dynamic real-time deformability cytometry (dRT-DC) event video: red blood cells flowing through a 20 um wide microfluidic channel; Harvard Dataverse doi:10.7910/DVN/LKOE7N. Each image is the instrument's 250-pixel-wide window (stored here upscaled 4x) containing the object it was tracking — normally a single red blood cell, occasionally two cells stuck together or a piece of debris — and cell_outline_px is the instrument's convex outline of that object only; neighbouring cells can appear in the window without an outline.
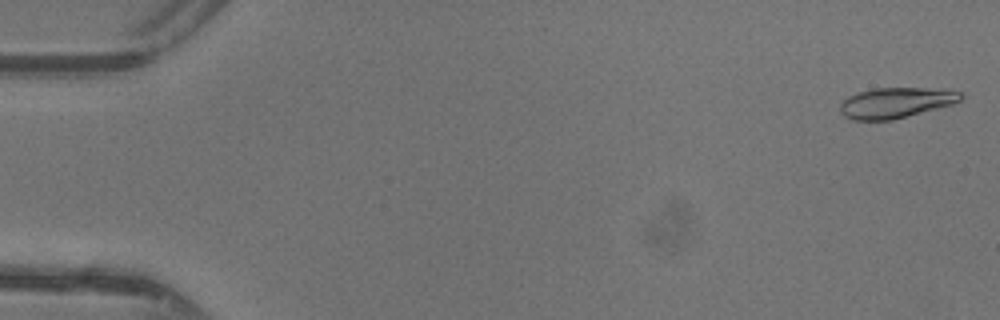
{"species": "common noctule bat (a hibernating species)", "species_latin": "Nyctalus noctula", "temperature_condition": "warm", "stored_images_in_passage": 19, "camera_frame_rate_fps": 3000, "um_per_image_px": 0.085, "animal": {"sex": "female"}, "frame": {"image": 1, "passage_image": 1, "time_ms": 0.0, "image_size_px": [1000, 320], "cell_outline_px": [[964, 96], [960, 100], [952, 104], [892, 120], [852, 120], [844, 116], [840, 112], [840, 104], [848, 96], [860, 92], [876, 88], [924, 88], [960, 92]], "centroid_in_image_um": [76.1, 8.74], "position_along_channel_um": 8.9, "area_um2": 21.1}}
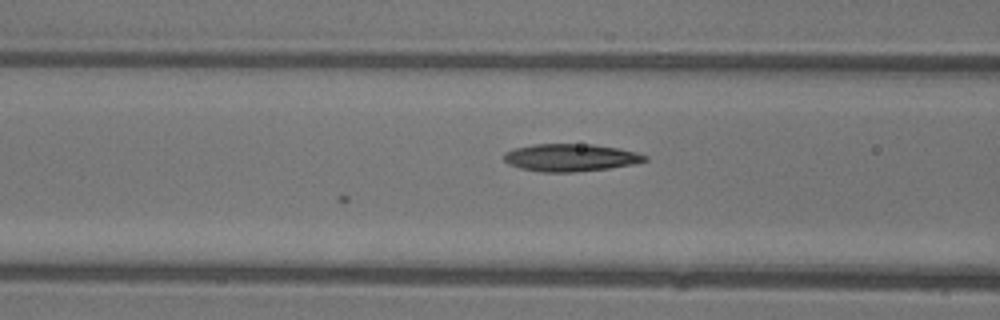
{"frame": {"image": 2, "passage_image": 19, "time_ms": 6.0, "image_size_px": [1000, 320], "cell_outline_px": [[648, 160], [632, 164], [608, 168], [576, 172], [540, 172], [520, 168], [508, 164], [504, 160], [504, 152], [516, 148], [536, 144], [592, 144], [616, 148], [636, 152], [648, 156]], "centroid_in_image_um": [48.48, 13.4], "position_along_channel_um": 118.1, "area_um2": 22.48}}